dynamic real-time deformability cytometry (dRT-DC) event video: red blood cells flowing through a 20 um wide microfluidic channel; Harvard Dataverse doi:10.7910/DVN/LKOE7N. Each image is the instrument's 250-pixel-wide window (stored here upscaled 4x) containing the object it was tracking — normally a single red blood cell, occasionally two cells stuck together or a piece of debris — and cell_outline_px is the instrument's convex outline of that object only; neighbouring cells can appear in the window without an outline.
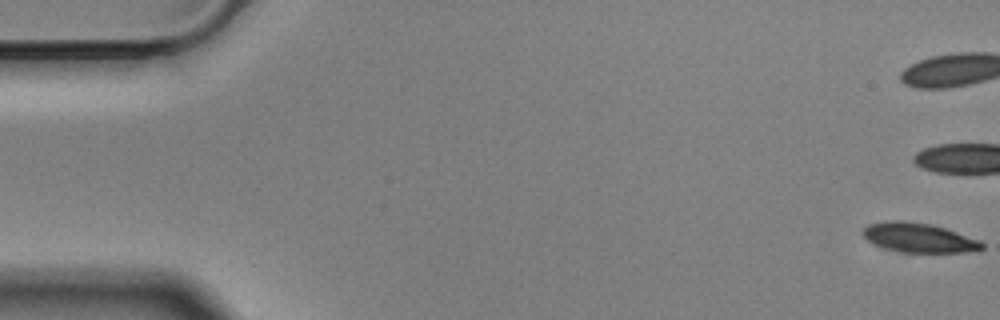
{"species": "Egyptian fruit bat (a non-hibernating species)", "species_latin": "Rousettus aegyptiacus", "temperature_condition": "cold", "stored_images_in_passage": 58, "camera_frame_rate_fps": 3000, "um_per_image_px": 0.085, "animal": {"sex": "male"}, "frame": {"image": 1, "passage_image": 1, "time_ms": 0.0, "image_size_px": [1000, 320], "cell_outline_px": [[984, 248], [964, 252], [900, 252], [884, 248], [868, 240], [860, 232], [860, 228], [868, 224], [884, 220], [904, 220], [932, 224], [980, 240], [984, 244]], "centroid_in_image_um": [78.03, 20.18], "position_along_channel_um": 7.0, "area_um2": 20.52}, "authors_computed_cell_mechanics": {"area_um2": 21.2704, "velocity_mm_per_s": 3.5084, "shape_relaxation_time_tau1_ms": 4.1412, "shape_relaxation_time_tau2_ms": null, "deformation_change_tau1": 0.1499, "deformation_change_tau2": null}}